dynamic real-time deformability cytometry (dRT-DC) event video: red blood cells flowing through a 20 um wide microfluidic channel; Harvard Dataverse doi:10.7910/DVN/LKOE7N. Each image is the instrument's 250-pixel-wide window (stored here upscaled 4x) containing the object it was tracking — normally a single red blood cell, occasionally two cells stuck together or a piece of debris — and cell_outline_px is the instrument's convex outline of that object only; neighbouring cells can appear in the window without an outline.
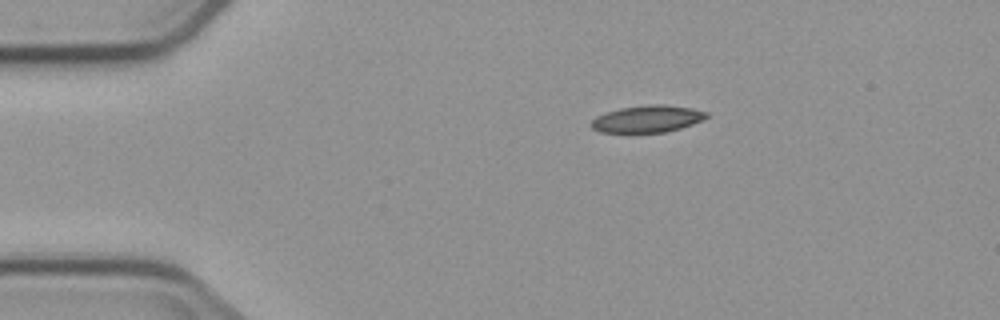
{"species": "common noctule bat (a hibernating species)", "species_latin": "Nyctalus noctula", "temperature_condition": "cold", "stored_images_in_passage": 5, "camera_frame_rate_fps": 3000, "um_per_image_px": 0.085, "animal": {"sex": "male", "body_mass_g": 23.1, "forearm_length_mm": 52.7}, "frame": {"image": 1, "passage_image": 1, "time_ms": 0.0, "image_size_px": [1000, 320], "cell_outline_px": [[708, 116], [704, 120], [680, 128], [664, 132], [632, 136], [628, 136], [600, 132], [592, 128], [588, 124], [596, 116], [620, 108], [652, 104], [660, 104], [692, 108], [708, 112]], "centroid_in_image_um": [54.96, 10.17], "position_along_channel_um": 30.0, "area_um2": 19.02}}
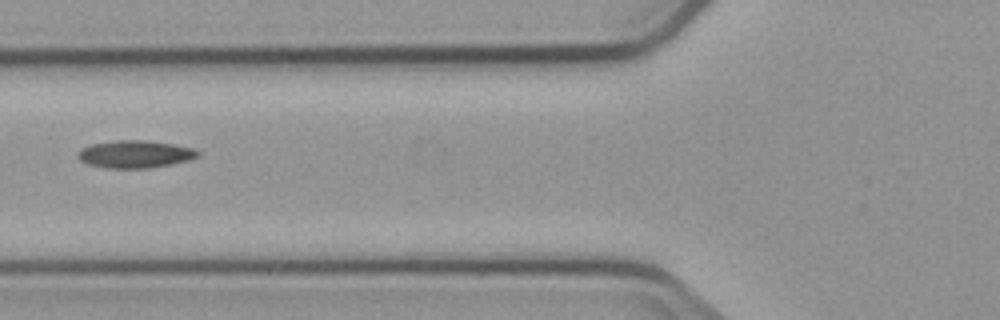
{"frame": {"image": 2, "passage_image": 4, "time_ms": 3.667, "image_size_px": [1000, 320], "cell_outline_px": [[200, 156], [188, 160], [148, 168], [108, 168], [88, 164], [80, 160], [76, 156], [76, 152], [80, 148], [92, 144], [116, 140], [144, 140], [172, 144], [192, 148], [200, 152]], "centroid_in_image_um": [11.43, 13.1], "position_along_channel_um": 114.4, "area_um2": 19.13}}
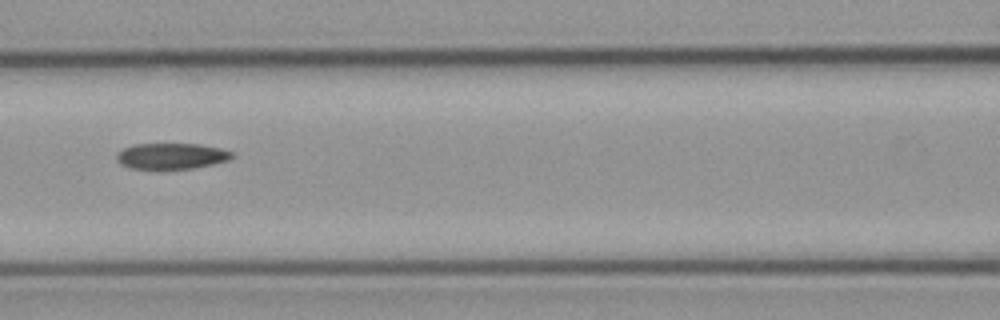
{"frame": {"image": 3, "passage_image": 5, "time_ms": 4.667, "image_size_px": [1000, 320], "cell_outline_px": [[232, 156], [228, 160], [212, 164], [192, 168], [132, 168], [120, 164], [116, 160], [116, 156], [124, 148], [132, 144], [200, 144], [220, 148], [232, 152]], "centroid_in_image_um": [14.55, 13.25], "position_along_channel_um": 152.0, "area_um2": 17.11}}